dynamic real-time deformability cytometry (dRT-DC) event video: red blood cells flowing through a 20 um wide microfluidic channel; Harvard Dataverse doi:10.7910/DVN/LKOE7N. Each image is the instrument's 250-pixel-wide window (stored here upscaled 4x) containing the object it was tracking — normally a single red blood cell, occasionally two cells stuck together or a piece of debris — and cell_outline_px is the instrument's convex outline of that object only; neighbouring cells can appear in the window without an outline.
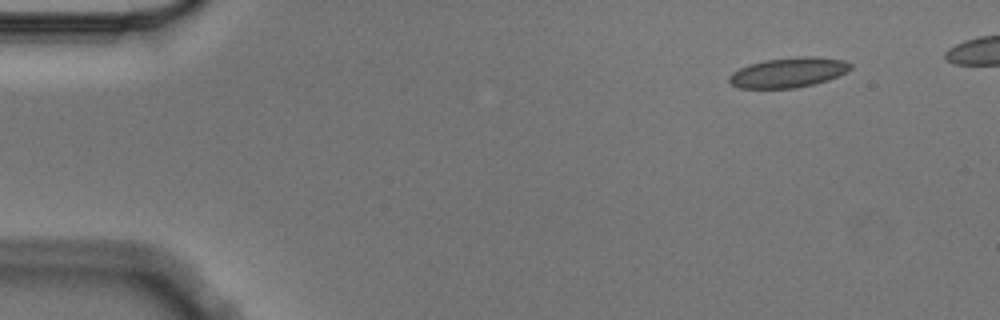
{"species": "Egyptian fruit bat (a non-hibernating species)", "species_latin": "Rousettus aegyptiacus", "temperature_condition": "cold", "stored_images_in_passage": 10, "camera_frame_rate_fps": 3000, "um_per_image_px": 0.085, "animal": {"sex": "male"}, "frame": {"image": 1, "passage_image": 1, "time_ms": 0.0, "image_size_px": [1000, 320], "cell_outline_px": [[852, 68], [848, 72], [828, 80], [816, 84], [796, 88], [740, 88], [732, 84], [728, 80], [728, 76], [732, 72], [748, 64], [764, 60], [796, 56], [816, 56], [844, 60], [852, 64]], "centroid_in_image_um": [67.04, 6.15], "position_along_channel_um": 18.0, "area_um2": 21.5}}
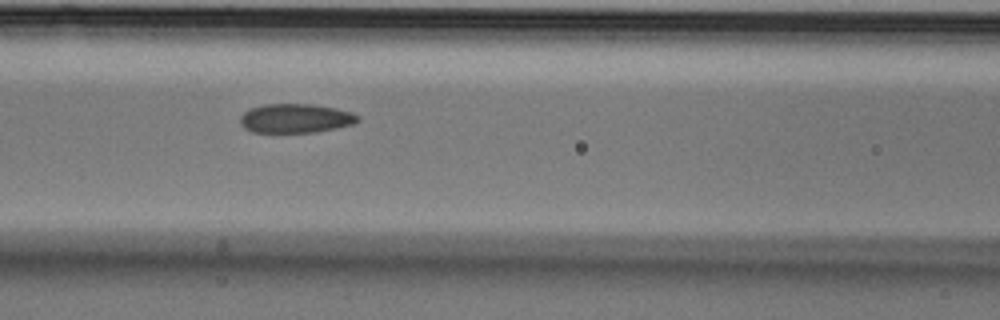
{"frame": {"image": 2, "passage_image": 6, "time_ms": 1.667, "image_size_px": [1000, 320], "cell_outline_px": [[360, 120], [352, 124], [336, 128], [316, 132], [252, 132], [244, 128], [240, 124], [240, 116], [244, 112], [252, 108], [264, 104], [312, 104], [336, 108], [352, 112], [360, 116]], "centroid_in_image_um": [25.13, 10.06], "position_along_channel_um": 141.5, "area_um2": 20.0}}
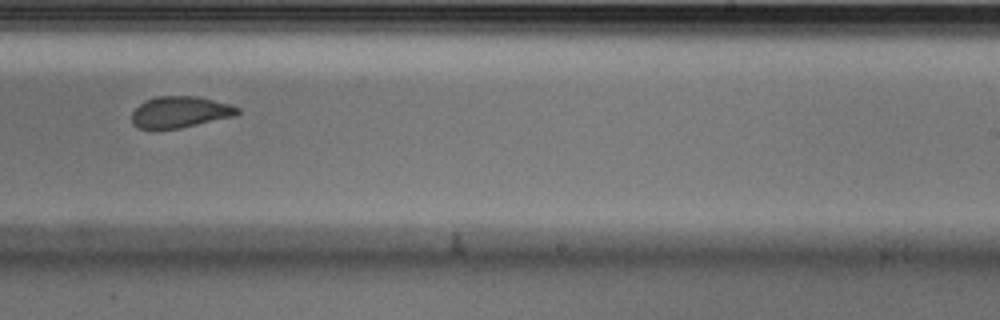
{"frame": {"image": 3, "passage_image": 9, "time_ms": 2.667, "image_size_px": [1000, 320], "cell_outline_px": [[240, 112], [236, 116], [180, 128], [136, 128], [132, 124], [132, 112], [144, 100], [156, 96], [196, 96], [232, 104], [240, 108]], "centroid_in_image_um": [15.33, 9.51], "position_along_channel_um": 273.7, "area_um2": 19.42}}